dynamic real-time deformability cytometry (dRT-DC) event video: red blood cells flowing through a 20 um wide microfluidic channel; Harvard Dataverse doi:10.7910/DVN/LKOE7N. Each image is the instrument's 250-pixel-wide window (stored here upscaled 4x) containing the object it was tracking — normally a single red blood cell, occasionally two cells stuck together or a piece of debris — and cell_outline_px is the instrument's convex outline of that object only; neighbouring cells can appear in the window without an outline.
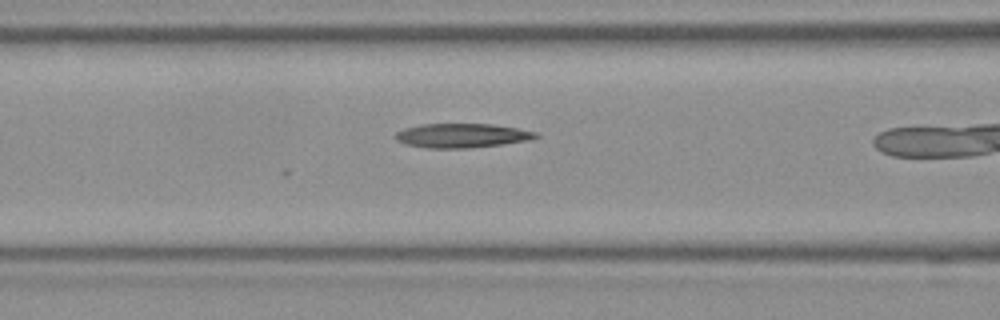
{"species": "Egyptian fruit bat (a non-hibernating species)", "species_latin": "Rousettus aegyptiacus", "temperature_condition": "room temperature", "stored_images_in_passage": 5, "camera_frame_rate_fps": 3000, "um_per_image_px": 0.085, "frame": {"image": 1, "passage_image": 3, "time_ms": 0.667, "image_size_px": [1000, 320], "cell_outline_px": [[540, 136], [532, 140], [504, 144], [468, 148], [428, 148], [404, 144], [396, 140], [392, 136], [396, 132], [404, 128], [420, 124], [492, 124], [516, 128], [536, 132]], "centroid_in_image_um": [39.24, 11.53], "position_along_channel_um": 127.4, "area_um2": 20.0}}